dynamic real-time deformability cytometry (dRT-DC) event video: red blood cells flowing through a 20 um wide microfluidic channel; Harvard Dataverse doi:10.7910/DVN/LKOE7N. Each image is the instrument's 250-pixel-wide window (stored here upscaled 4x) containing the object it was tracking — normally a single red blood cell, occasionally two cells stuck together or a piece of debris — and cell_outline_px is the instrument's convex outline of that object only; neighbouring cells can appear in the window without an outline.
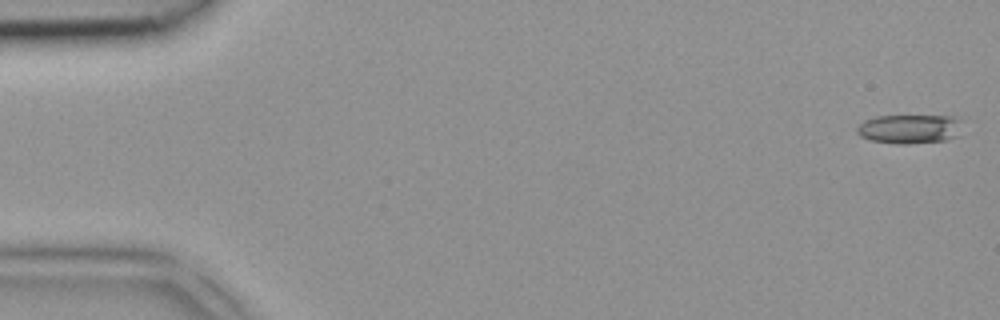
{"species": "common noctule bat (a hibernating species)", "species_latin": "Nyctalus noctula", "temperature_condition": "room temperature", "stored_images_in_passage": 4, "segment_of_instrument_passage": [2, 2], "camera_frame_rate_fps": 3000, "um_per_image_px": 0.085, "animal": {"sex": "female", "body_mass_g": 18.4}, "frame": {"image": 1, "passage_image": 4, "time_ms": 1.0, "image_size_px": [1000, 320], "cell_outline_px": [[956, 136], [944, 140], [904, 144], [900, 144], [872, 140], [860, 136], [856, 132], [856, 128], [864, 120], [876, 116], [956, 116]], "centroid_in_image_um": [77.19, 10.95], "position_along_channel_um": 7.8, "area_um2": 17.28}}